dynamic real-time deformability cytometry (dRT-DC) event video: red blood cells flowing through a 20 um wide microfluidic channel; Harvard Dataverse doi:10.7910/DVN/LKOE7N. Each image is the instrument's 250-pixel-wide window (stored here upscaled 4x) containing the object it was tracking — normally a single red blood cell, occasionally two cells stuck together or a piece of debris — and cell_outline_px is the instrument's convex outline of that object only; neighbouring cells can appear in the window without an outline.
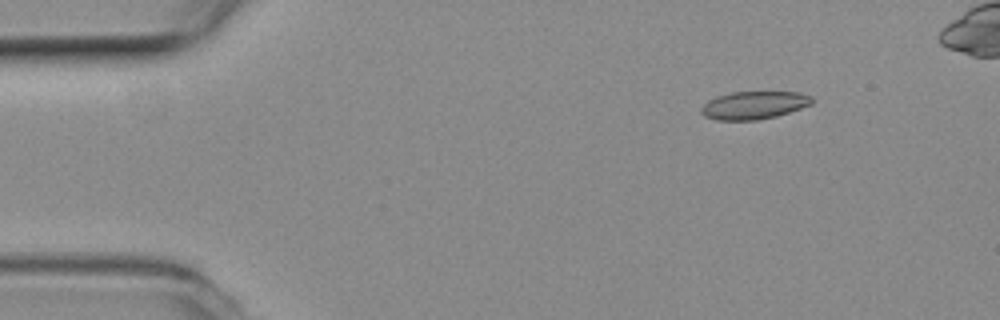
{"species": "common noctule bat (a hibernating species)", "species_latin": "Nyctalus noctula", "temperature_condition": "room temperature", "stored_images_in_passage": 6, "camera_frame_rate_fps": 3000, "um_per_image_px": 0.085, "animal": {"sex": "female", "body_mass_g": 19.3, "forearm_length_mm": 54.1}, "frame": {"image": 1, "passage_image": 2, "time_ms": 0.333, "image_size_px": [1000, 320], "cell_outline_px": [[812, 104], [776, 116], [756, 120], [716, 120], [704, 116], [700, 112], [700, 108], [708, 100], [716, 96], [732, 92], [800, 92], [812, 96]], "centroid_in_image_um": [64.05, 8.94], "position_along_channel_um": 20.9, "area_um2": 17.98}}
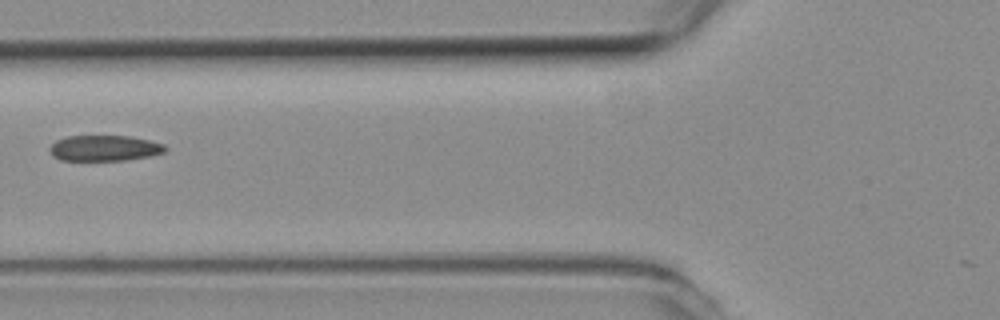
{"frame": {"image": 2, "passage_image": 6, "time_ms": 1.667, "image_size_px": [1000, 320], "cell_outline_px": [[168, 148], [164, 152], [152, 156], [124, 160], [60, 160], [52, 156], [48, 148], [56, 140], [68, 136], [132, 136], [164, 144]], "centroid_in_image_um": [8.88, 12.59], "position_along_channel_um": 116.9, "area_um2": 17.4}}